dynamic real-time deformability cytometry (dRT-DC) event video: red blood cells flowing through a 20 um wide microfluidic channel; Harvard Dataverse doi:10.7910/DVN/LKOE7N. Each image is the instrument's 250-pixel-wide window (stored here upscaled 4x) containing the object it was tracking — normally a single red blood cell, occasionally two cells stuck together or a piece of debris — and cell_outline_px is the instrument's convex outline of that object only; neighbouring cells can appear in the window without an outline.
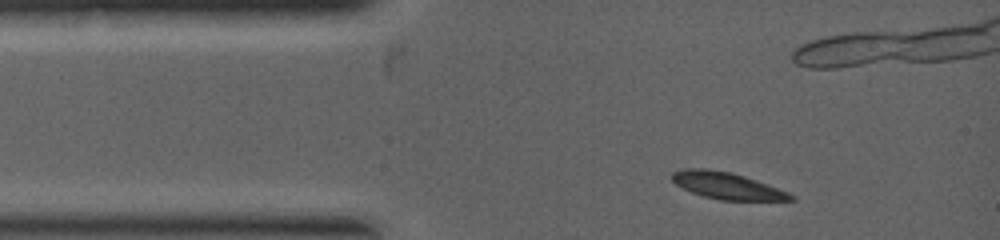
{"species": "common noctule bat (a hibernating species)", "species_latin": "Nyctalus noctula", "temperature_condition": "warm", "stored_images_in_passage": 5, "camera_frame_rate_fps": 5000, "um_per_image_px": 0.085, "animal": {"sex": "female", "body_mass_g": 19.0, "forearm_length_mm": 53.3}, "frame": {"image": 1, "passage_image": 1, "time_ms": 0.0, "image_size_px": [1000, 240], "cell_outline_px": [[796, 200], [720, 200], [704, 196], [692, 192], [676, 184], [672, 180], [672, 172], [684, 168], [708, 168], [732, 172], [768, 184], [788, 192], [796, 196]], "centroid_in_image_um": [61.81, 15.77], "position_along_channel_um": 23.2, "area_um2": 18.5}}